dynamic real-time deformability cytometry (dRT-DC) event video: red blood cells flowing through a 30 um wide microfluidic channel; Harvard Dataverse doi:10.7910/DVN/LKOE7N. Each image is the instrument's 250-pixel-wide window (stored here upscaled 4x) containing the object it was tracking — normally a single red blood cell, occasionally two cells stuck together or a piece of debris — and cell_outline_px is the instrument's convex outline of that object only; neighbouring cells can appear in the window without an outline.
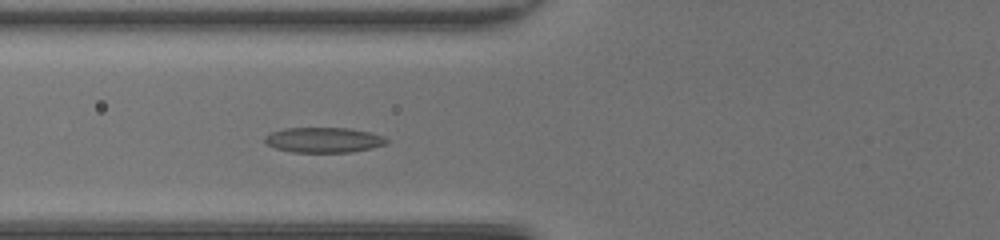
{"species": "common noctule bat (a hibernating species)", "species_latin": "Nyctalus noctula", "temperature_condition": "room temperature", "stored_images_in_passage": 44, "camera_frame_rate_fps": 3000, "um_per_image_px": 0.085, "animal": {"sex": "female", "body_mass_g": 20.0, "forearm_length_mm": 54.0}, "frame": {"image": 1, "passage_image": 15, "time_ms": 4.667, "image_size_px": [1000, 240], "cell_outline_px": [[388, 144], [372, 148], [348, 152], [292, 152], [276, 148], [268, 144], [264, 140], [264, 136], [272, 132], [284, 128], [348, 128], [368, 132], [384, 136], [388, 140]], "centroid_in_image_um": [27.53, 11.89], "position_along_channel_um": 98.3, "area_um2": 17.8}}
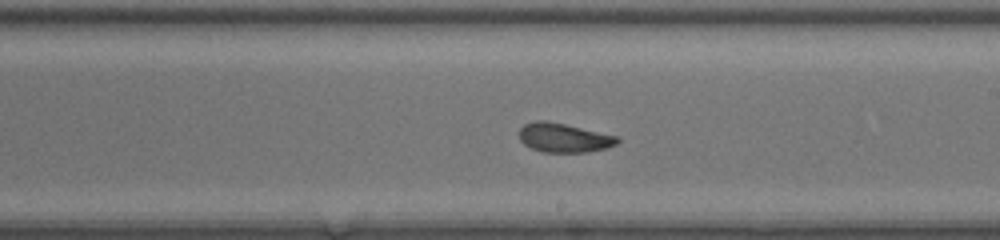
{"frame": {"image": 2, "passage_image": 25, "time_ms": 8.0, "image_size_px": [1000, 240], "cell_outline_px": [[620, 140], [616, 144], [608, 148], [588, 152], [544, 152], [532, 148], [524, 144], [520, 140], [520, 128], [524, 124], [536, 120], [548, 120], [620, 136]], "centroid_in_image_um": [47.97, 11.7], "position_along_channel_um": 241.0, "area_um2": 16.88}}
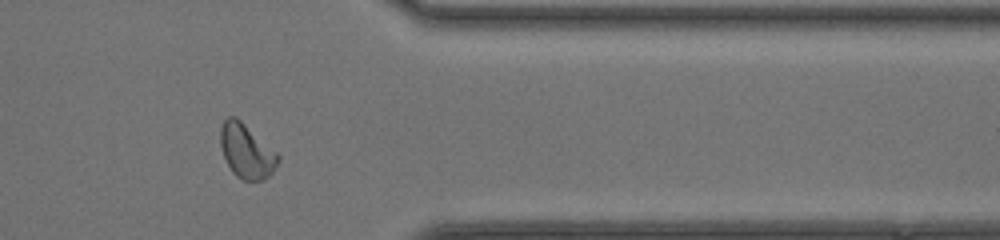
{"frame": {"image": 3, "passage_image": 36, "time_ms": 11.667, "image_size_px": [1000, 240], "cell_outline_px": [[280, 160], [272, 172], [264, 180], [244, 180], [236, 176], [232, 172], [224, 156], [220, 144], [220, 128], [224, 120], [228, 116], [236, 116], [276, 152], [280, 156]], "centroid_in_image_um": [20.94, 12.84], "position_along_channel_um": 390.5, "area_um2": 18.03}, "authors_computed_cell_mechanics": {"area_um2": 17.4556, "velocity_mm_per_s": 4.2689, "shape_relaxation_time_tau1_ms": 4.2163, "shape_relaxation_time_tau2_ms": 1.5035, "deformation_change_tau1": 0.16, "deformation_change_tau2": 0.0745}}